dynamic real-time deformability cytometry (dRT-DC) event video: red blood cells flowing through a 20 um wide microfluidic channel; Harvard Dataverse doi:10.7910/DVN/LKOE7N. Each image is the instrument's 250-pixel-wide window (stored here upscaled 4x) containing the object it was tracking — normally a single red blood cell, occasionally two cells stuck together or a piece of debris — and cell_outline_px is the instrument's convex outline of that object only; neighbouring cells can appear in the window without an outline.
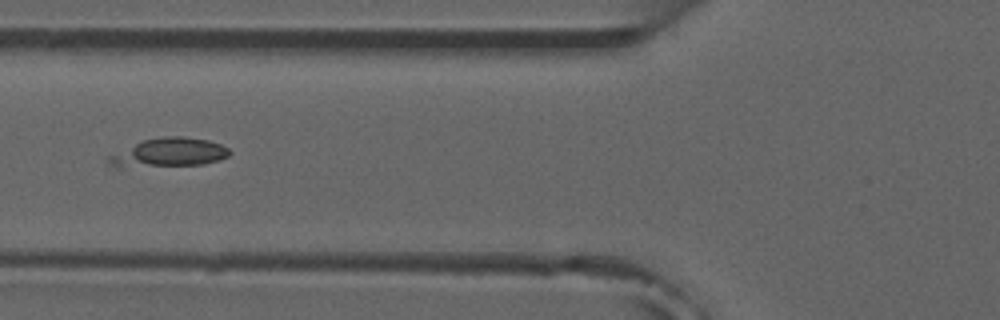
{"species": "common noctule bat (a hibernating species)", "species_latin": "Nyctalus noctula", "temperature_condition": "room temperature", "stored_images_in_passage": 9, "camera_frame_rate_fps": 3000, "um_per_image_px": 0.085, "animal": {"sex": "male", "forearm_length_mm": 52.5}, "frame": {"image": 1, "passage_image": 6, "time_ms": 6.0, "image_size_px": [1000, 320], "cell_outline_px": [[232, 152], [228, 156], [204, 164], [108, 164], [104, 160], [104, 156], [144, 140], [164, 136], [184, 136], [208, 140], [220, 144], [228, 148]], "centroid_in_image_um": [14.41, 12.91], "position_along_channel_um": 111.4, "area_um2": 19.25}}
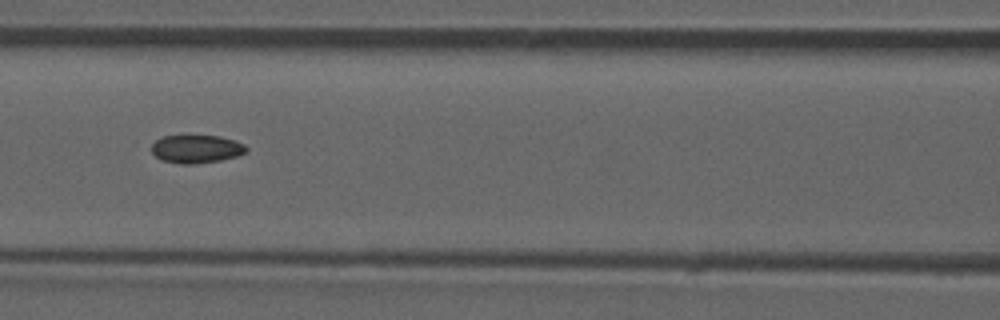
{"frame": {"image": 2, "passage_image": 7, "time_ms": 7.0, "image_size_px": [1000, 320], "cell_outline_px": [[248, 152], [236, 156], [220, 160], [192, 164], [180, 164], [160, 160], [152, 152], [152, 144], [160, 136], [220, 136], [236, 140], [244, 144], [248, 148]], "centroid_in_image_um": [16.7, 12.66], "position_along_channel_um": 149.9, "area_um2": 15.61}}